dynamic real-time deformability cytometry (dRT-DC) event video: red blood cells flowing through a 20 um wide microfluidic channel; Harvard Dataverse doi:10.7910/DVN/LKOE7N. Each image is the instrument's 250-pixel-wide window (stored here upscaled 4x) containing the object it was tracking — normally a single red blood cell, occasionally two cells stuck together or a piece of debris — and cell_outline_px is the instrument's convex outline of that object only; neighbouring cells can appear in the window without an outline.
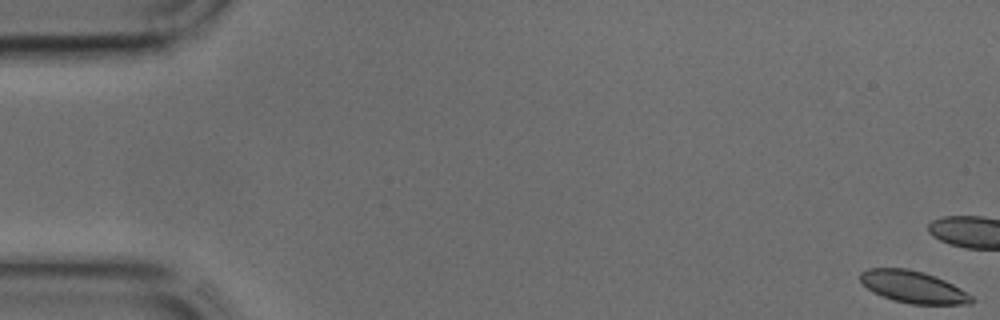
{"species": "common noctule bat (a hibernating species)", "species_latin": "Nyctalus noctula", "temperature_condition": "cold", "stored_images_in_passage": 14, "camera_frame_rate_fps": 3000, "um_per_image_px": 0.085, "animal": {"sex": "male", "body_mass_g": 17.9, "forearm_length_mm": 54.2}, "frame": {"image": 1, "passage_image": 1, "time_ms": 0.0, "image_size_px": [1000, 320], "cell_outline_px": [[976, 300], [972, 304], [912, 304], [892, 300], [872, 292], [860, 280], [860, 272], [868, 268], [908, 268], [924, 272], [944, 280], [960, 288], [972, 296]], "centroid_in_image_um": [77.62, 24.39], "position_along_channel_um": 7.4, "area_um2": 20.81}}